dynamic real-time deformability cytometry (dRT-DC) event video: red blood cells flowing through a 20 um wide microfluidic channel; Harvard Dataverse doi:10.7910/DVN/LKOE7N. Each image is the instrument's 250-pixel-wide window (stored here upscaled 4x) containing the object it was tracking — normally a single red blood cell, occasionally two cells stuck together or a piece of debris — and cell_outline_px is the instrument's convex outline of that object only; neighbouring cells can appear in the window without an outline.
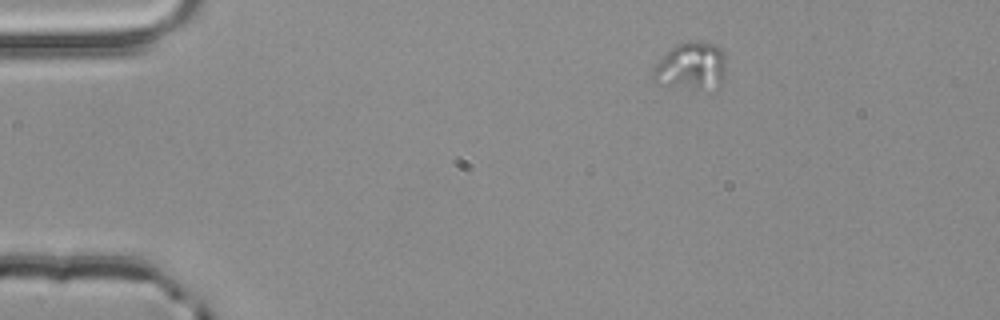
{"species": "common noctule bat (a hibernating species)", "species_latin": "Nyctalus noctula", "temperature_condition": "room temperature", "stored_images_in_passage": 47, "camera_frame_rate_fps": 3000, "um_per_image_px": 0.085, "animal": {"sex": "male", "body_mass_g": 20.4}, "frame": {"image": 1, "passage_image": 1, "time_ms": 0.0, "image_size_px": [1000, 320], "cell_outline_px": [[724, 76], [716, 88], [696, 88], [660, 84], [652, 80], [652, 72], [656, 64], [676, 44], [712, 44], [724, 48]], "centroid_in_image_um": [58.76, 5.65], "position_along_channel_um": 26.2, "area_um2": 19.36}}
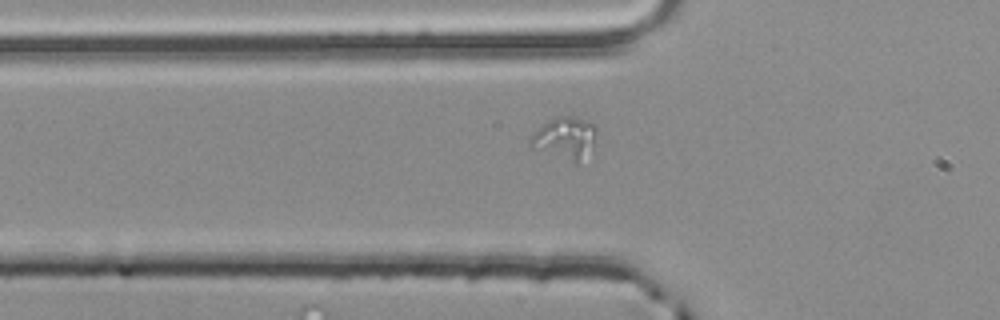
{"frame": {"image": 2, "passage_image": 11, "time_ms": 3.333, "image_size_px": [1000, 320], "cell_outline_px": [[596, 132], [592, 140], [576, 164], [528, 148], [528, 140], [544, 124], [556, 116], [568, 116], [596, 124]], "centroid_in_image_um": [47.91, 11.74], "position_along_channel_um": 77.9, "area_um2": 15.61}}